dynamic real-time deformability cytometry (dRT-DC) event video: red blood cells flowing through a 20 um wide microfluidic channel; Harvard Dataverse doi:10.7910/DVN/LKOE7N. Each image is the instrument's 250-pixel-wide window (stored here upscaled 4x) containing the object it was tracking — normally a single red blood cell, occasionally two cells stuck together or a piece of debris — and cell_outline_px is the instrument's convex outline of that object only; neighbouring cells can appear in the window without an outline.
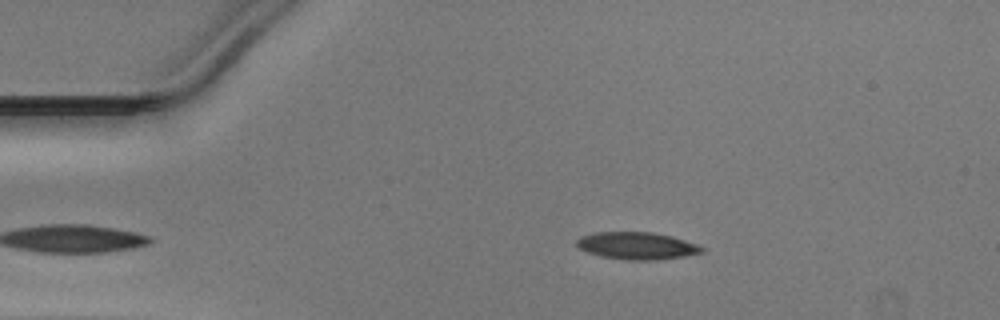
{"species": "Egyptian fruit bat (a non-hibernating species)", "species_latin": "Rousettus aegyptiacus", "temperature_condition": "warm", "stored_images_in_passage": 41, "camera_frame_rate_fps": 3000, "um_per_image_px": 0.085, "animal": {"sex": "male"}, "frame": {"image": 1, "passage_image": 1, "time_ms": 0.0, "image_size_px": [1000, 320], "cell_outline_px": [[704, 252], [684, 256], [656, 260], [624, 260], [600, 256], [588, 252], [580, 248], [576, 244], [576, 240], [580, 236], [596, 232], [652, 232], [672, 236], [696, 244], [704, 248]], "centroid_in_image_um": [54.12, 20.89], "position_along_channel_um": 30.9, "area_um2": 19.88}}
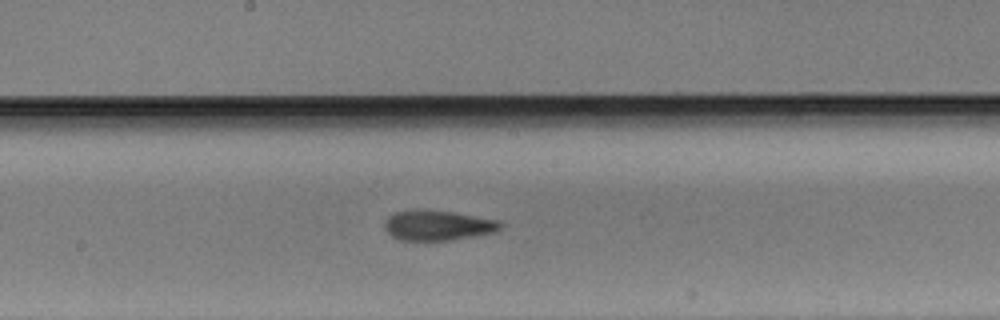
{"frame": {"image": 2, "passage_image": 18, "time_ms": 5.667, "image_size_px": [1000, 320], "cell_outline_px": [[504, 228], [496, 232], [452, 240], [400, 240], [392, 236], [384, 228], [384, 224], [388, 216], [396, 212], [412, 208], [416, 208], [452, 212], [500, 220], [504, 224]], "centroid_in_image_um": [37.24, 19.14], "position_along_channel_um": 211.0, "area_um2": 20.69}}
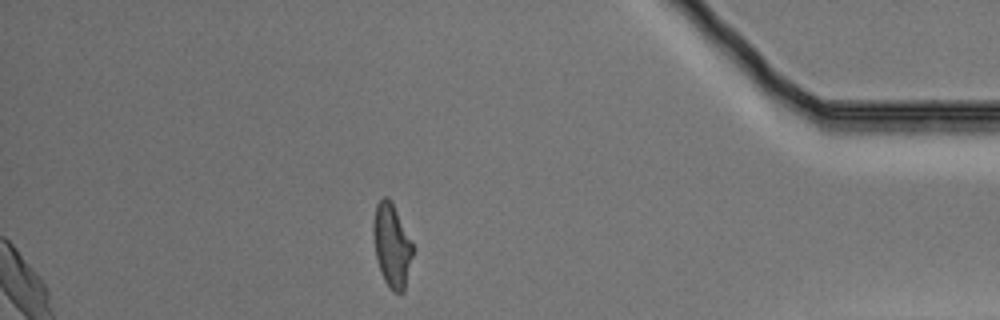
{"frame": {"image": 3, "passage_image": 35, "time_ms": 11.333, "image_size_px": [1000, 320], "cell_outline_px": [[416, 248], [404, 292], [392, 292], [384, 280], [380, 272], [376, 256], [372, 232], [372, 220], [376, 204], [384, 196], [388, 196], [412, 240]], "centroid_in_image_um": [33.33, 20.88], "position_along_channel_um": 401.9, "area_um2": 19.71}}